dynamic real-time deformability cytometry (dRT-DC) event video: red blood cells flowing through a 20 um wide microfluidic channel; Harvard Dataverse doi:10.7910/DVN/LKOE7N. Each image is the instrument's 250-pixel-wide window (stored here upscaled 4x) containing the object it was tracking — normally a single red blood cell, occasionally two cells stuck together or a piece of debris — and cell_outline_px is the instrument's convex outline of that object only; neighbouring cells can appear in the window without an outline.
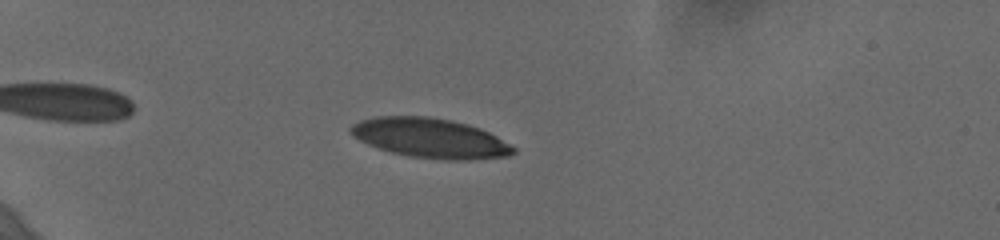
{"species": "human", "species_latin": "Homo sapiens", "temperature_condition": "cold", "stored_images_in_passage": 43, "camera_frame_rate_fps": 3000, "um_per_image_px": 0.085, "donor": {"sex": "female"}, "frame": {"image": 1, "passage_image": 8, "time_ms": 2.333, "image_size_px": [1000, 240], "cell_outline_px": [[516, 152], [508, 156], [468, 160], [448, 160], [408, 156], [392, 152], [368, 144], [352, 136], [348, 128], [352, 124], [360, 120], [372, 116], [428, 116], [452, 120], [468, 124], [480, 128], [496, 136], [516, 148]], "centroid_in_image_um": [36.55, 11.73], "position_along_channel_um": 48.4, "area_um2": 37.69}}
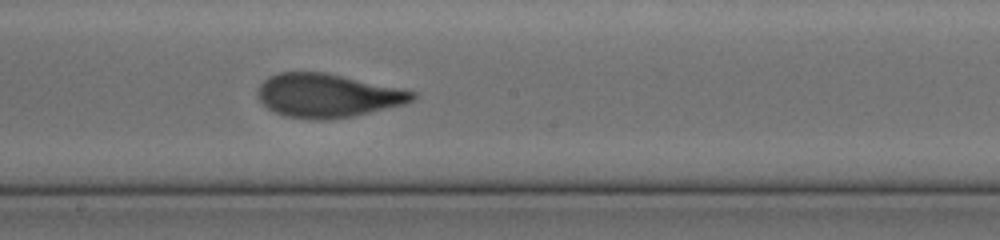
{"frame": {"image": 2, "passage_image": 26, "time_ms": 8.333, "image_size_px": [1000, 240], "cell_outline_px": [[416, 96], [412, 100], [404, 104], [352, 116], [328, 120], [320, 120], [284, 116], [268, 108], [256, 96], [256, 92], [260, 84], [268, 76], [280, 72], [324, 72], [400, 88], [416, 92]], "centroid_in_image_um": [27.8, 8.12], "position_along_channel_um": 220.4, "area_um2": 39.13}}
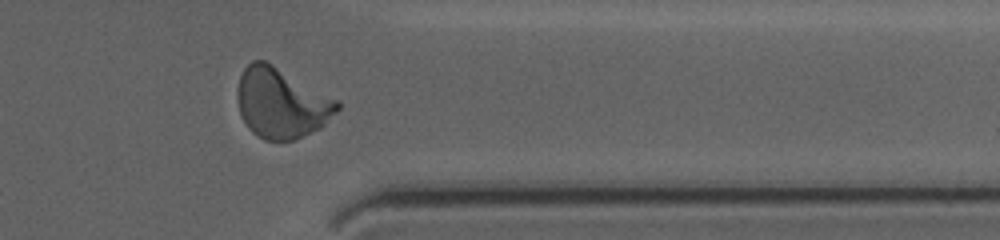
{"frame": {"image": 3, "passage_image": 40, "time_ms": 13.0, "image_size_px": [1000, 240], "cell_outline_px": [[340, 108], [320, 128], [296, 140], [264, 140], [252, 132], [248, 128], [240, 112], [236, 96], [236, 88], [240, 76], [244, 68], [252, 60], [264, 60], [272, 64], [336, 100], [340, 104]], "centroid_in_image_um": [23.87, 8.77], "position_along_channel_um": 387.5, "area_um2": 40.34}, "authors_computed_cell_mechanics": {"area_um2": 38.6104, "velocity_mm_per_s": 3.6388, "shape_relaxation_time_tau1_ms": 4.7715, "shape_relaxation_time_tau2_ms": null, "deformation_change_tau1": 0.2071, "deformation_change_tau2": null}}